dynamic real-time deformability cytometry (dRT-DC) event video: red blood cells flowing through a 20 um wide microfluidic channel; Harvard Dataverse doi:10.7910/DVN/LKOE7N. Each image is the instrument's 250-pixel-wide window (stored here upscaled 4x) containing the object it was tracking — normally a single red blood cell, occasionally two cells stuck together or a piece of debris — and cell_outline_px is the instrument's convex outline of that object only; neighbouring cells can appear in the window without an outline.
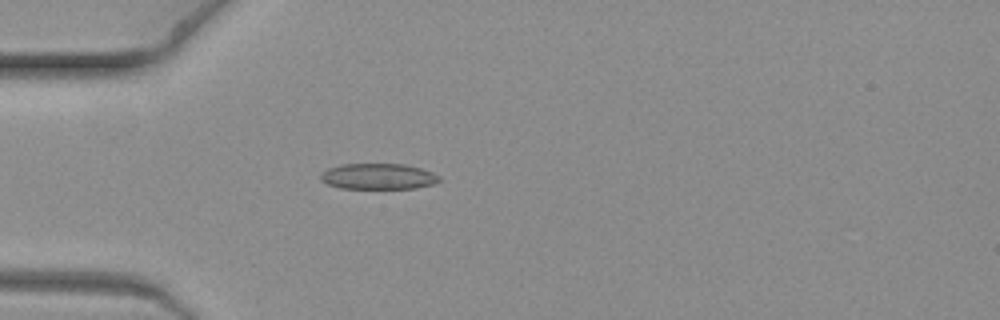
{"species": "common noctule bat (a hibernating species)", "species_latin": "Nyctalus noctula", "temperature_condition": "warm", "stored_images_in_passage": 6, "camera_frame_rate_fps": 3000, "um_per_image_px": 0.085, "animal": {"sex": "female", "body_mass_g": 19.3, "forearm_length_mm": 54.1}, "frame": {"image": 1, "passage_image": 6, "time_ms": 1.667, "image_size_px": [1000, 320], "cell_outline_px": [[440, 180], [432, 184], [416, 188], [340, 188], [328, 184], [320, 180], [320, 172], [328, 168], [340, 164], [404, 164], [420, 168], [432, 172], [440, 176]], "centroid_in_image_um": [32.11, 14.99], "position_along_channel_um": 52.9, "area_um2": 17.86}}